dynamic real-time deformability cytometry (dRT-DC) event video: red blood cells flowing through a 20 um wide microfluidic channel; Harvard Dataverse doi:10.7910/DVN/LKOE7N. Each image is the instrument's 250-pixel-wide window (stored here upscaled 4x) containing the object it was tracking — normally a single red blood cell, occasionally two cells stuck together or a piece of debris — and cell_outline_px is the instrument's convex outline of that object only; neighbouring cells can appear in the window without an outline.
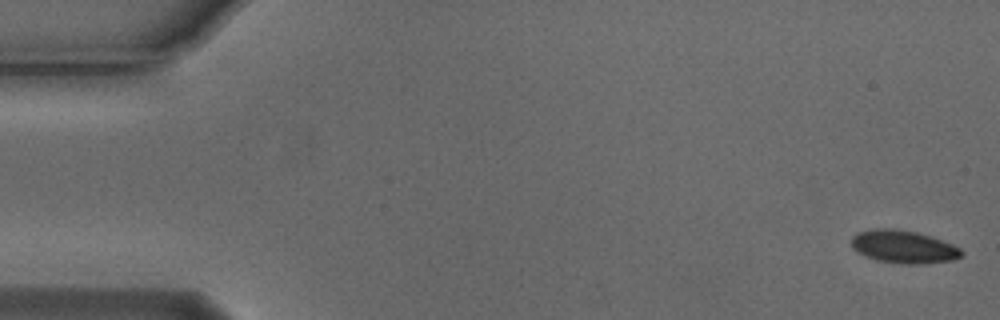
{"species": "Egyptian fruit bat (a non-hibernating species)", "species_latin": "Rousettus aegyptiacus", "temperature_condition": "cold", "stored_images_in_passage": 5, "camera_frame_rate_fps": 3000, "um_per_image_px": 0.085, "animal": {"sex": "male"}, "frame": {"image": 1, "passage_image": 1, "time_ms": 0.0, "image_size_px": [1000, 320], "cell_outline_px": [[964, 256], [952, 260], [924, 264], [900, 264], [876, 260], [856, 252], [852, 248], [852, 236], [856, 232], [876, 228], [892, 228], [916, 232], [952, 244], [960, 248], [964, 252]], "centroid_in_image_um": [76.78, 20.98], "position_along_channel_um": 8.2, "area_um2": 21.21}}